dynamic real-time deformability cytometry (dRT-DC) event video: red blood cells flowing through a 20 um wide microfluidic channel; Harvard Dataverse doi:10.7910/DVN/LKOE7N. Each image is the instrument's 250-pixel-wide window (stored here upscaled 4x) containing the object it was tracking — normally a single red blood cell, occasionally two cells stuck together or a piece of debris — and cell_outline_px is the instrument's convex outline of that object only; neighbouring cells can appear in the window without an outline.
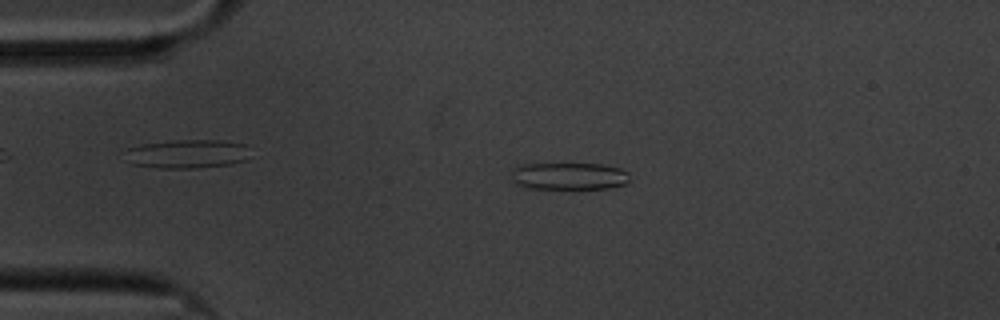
{"species": "common noctule bat (a hibernating species)", "species_latin": "Nyctalus noctula", "temperature_condition": "cold", "stored_images_in_passage": 59, "camera_frame_rate_fps": 3000, "um_per_image_px": 0.085, "animal": {"sex": "male", "body_mass_g": 20.1, "forearm_length_mm": 53.5}, "frame": {"image": 1, "passage_image": 13, "time_ms": 4.0, "image_size_px": [1000, 320], "cell_outline_px": [[628, 184], [612, 188], [572, 192], [528, 188], [516, 184], [512, 180], [512, 168], [516, 164], [600, 164], [620, 168], [628, 172]], "centroid_in_image_um": [48.36, 15.03], "position_along_channel_um": 36.6, "area_um2": 20.06}}
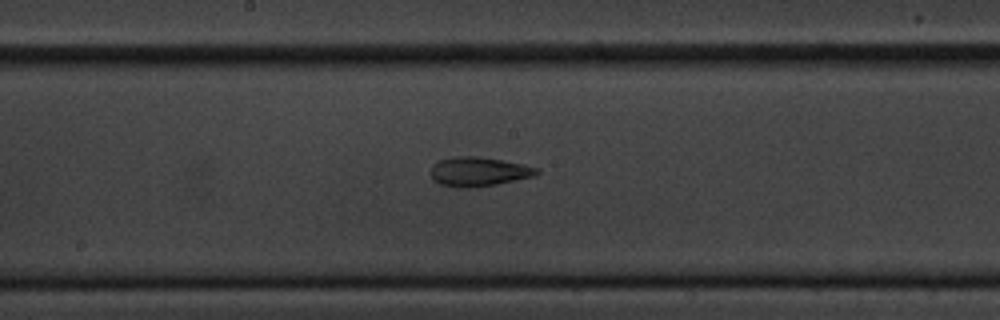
{"frame": {"image": 2, "passage_image": 31, "time_ms": 10.0, "image_size_px": [1000, 320], "cell_outline_px": [[540, 172], [536, 176], [496, 184], [468, 188], [464, 188], [440, 184], [432, 180], [432, 164], [436, 160], [452, 156], [480, 156], [524, 164], [540, 168]], "centroid_in_image_um": [40.7, 14.57], "position_along_channel_um": 207.5, "area_um2": 18.32}}
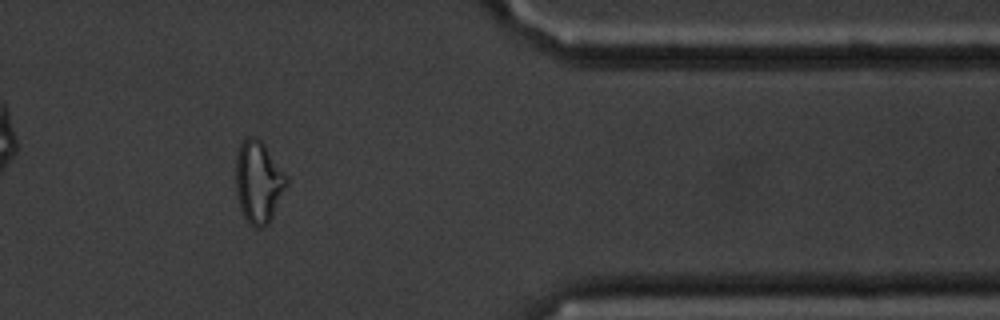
{"frame": {"image": 3, "passage_image": 49, "time_ms": 16.0, "image_size_px": [1000, 320], "cell_outline_px": [[288, 184], [268, 224], [260, 228], [252, 228], [248, 224], [240, 208], [236, 196], [236, 156], [240, 144], [248, 136], [252, 136], [260, 140], [264, 144], [288, 176]], "centroid_in_image_um": [21.96, 15.49], "position_along_channel_um": 389.4, "area_um2": 24.39}, "authors_computed_cell_mechanics": {"area_um2": 20.3456, "velocity_mm_per_s": 3.3726, "shape_relaxation_time_tau1_ms": 11.1209, "shape_relaxation_time_tau2_ms": 2.7577, "deformation_change_tau1": 0.2098, "deformation_change_tau2": 0.1044}}